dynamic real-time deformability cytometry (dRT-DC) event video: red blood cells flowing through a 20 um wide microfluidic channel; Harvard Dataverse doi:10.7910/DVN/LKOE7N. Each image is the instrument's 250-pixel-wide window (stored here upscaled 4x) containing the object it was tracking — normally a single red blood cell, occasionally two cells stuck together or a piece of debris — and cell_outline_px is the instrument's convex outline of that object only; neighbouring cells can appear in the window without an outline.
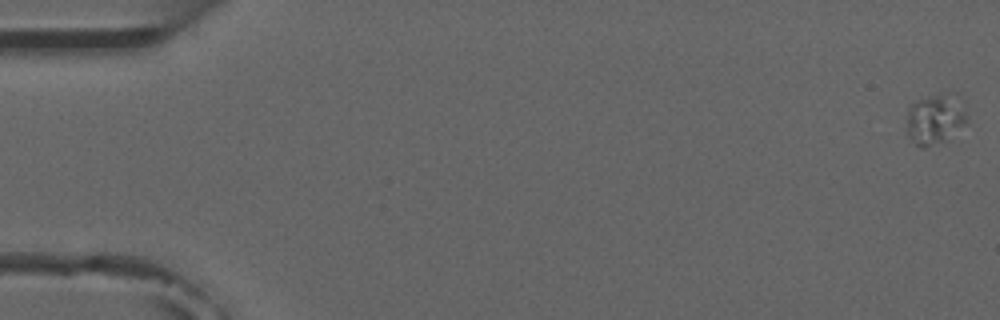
{"species": "common noctule bat (a hibernating species)", "species_latin": "Nyctalus noctula", "temperature_condition": "room temperature", "stored_images_in_passage": 5, "camera_frame_rate_fps": 3000, "um_per_image_px": 0.085, "animal": {"sex": "male", "forearm_length_mm": 52.5}, "frame": {"image": 1, "passage_image": 1, "time_ms": 0.0, "image_size_px": [1000, 320], "cell_outline_px": [[968, 124], [940, 140], [924, 148], [920, 148], [908, 136], [908, 108], [916, 100], [932, 96], [948, 96], [964, 112], [968, 120]], "centroid_in_image_um": [79.4, 10.19], "position_along_channel_um": 5.6, "area_um2": 16.13}}
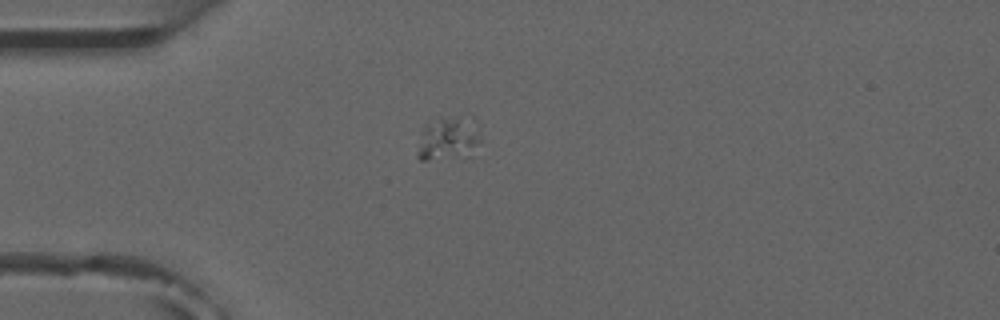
{"frame": {"image": 2, "passage_image": 5, "time_ms": 4.667, "image_size_px": [1000, 320], "cell_outline_px": [[480, 140], [476, 144], [428, 160], [420, 160], [416, 156], [416, 152], [424, 128], [440, 120], [472, 116], [476, 116]], "centroid_in_image_um": [38.06, 11.66], "position_along_channel_um": 46.9, "area_um2": 13.87}}